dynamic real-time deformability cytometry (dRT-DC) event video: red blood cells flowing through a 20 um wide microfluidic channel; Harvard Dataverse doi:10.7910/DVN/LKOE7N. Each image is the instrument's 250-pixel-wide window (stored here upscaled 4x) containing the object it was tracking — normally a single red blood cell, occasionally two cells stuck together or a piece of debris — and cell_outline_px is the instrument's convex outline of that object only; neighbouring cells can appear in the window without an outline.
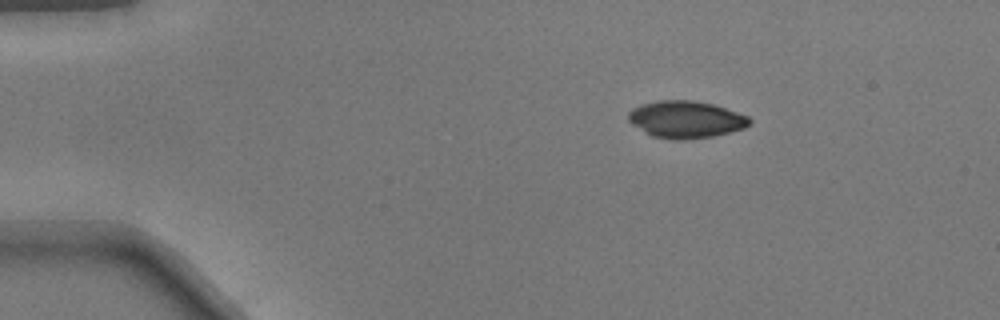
{"species": "common noctule bat (a hibernating species)", "species_latin": "Nyctalus noctula", "temperature_condition": "warm", "stored_images_in_passage": 43, "camera_frame_rate_fps": 3000, "um_per_image_px": 0.085, "animal": {"sex": "male", "body_mass_g": 17.9}, "frame": {"image": 1, "passage_image": 1, "time_ms": 0.0, "image_size_px": [1000, 320], "cell_outline_px": [[752, 120], [744, 128], [712, 136], [684, 140], [676, 140], [652, 136], [644, 132], [632, 124], [628, 120], [628, 112], [632, 108], [640, 104], [656, 100], [692, 100], [712, 104], [748, 116]], "centroid_in_image_um": [58.24, 10.15], "position_along_channel_um": 26.8, "area_um2": 26.13}}
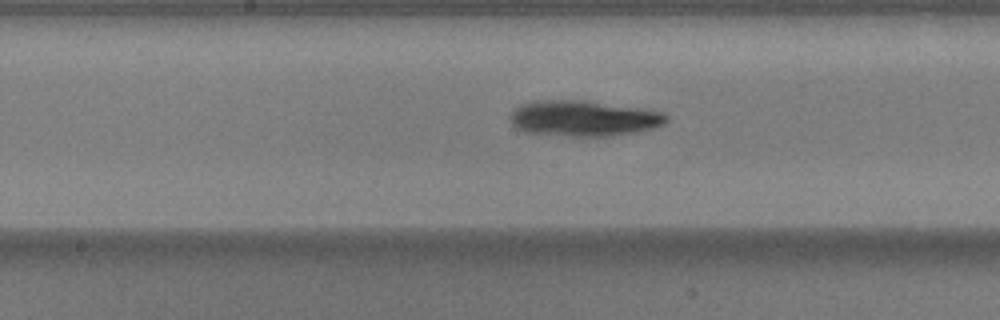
{"frame": {"image": 2, "passage_image": 19, "time_ms": 6.0, "image_size_px": [1000, 320], "cell_outline_px": [[668, 120], [664, 124], [652, 128], [612, 136], [572, 136], [524, 132], [516, 128], [508, 120], [508, 116], [512, 108], [520, 104], [536, 100], [584, 100], [644, 108], [664, 112], [668, 116]], "centroid_in_image_um": [49.55, 10.04], "position_along_channel_um": 198.6, "area_um2": 32.95}}
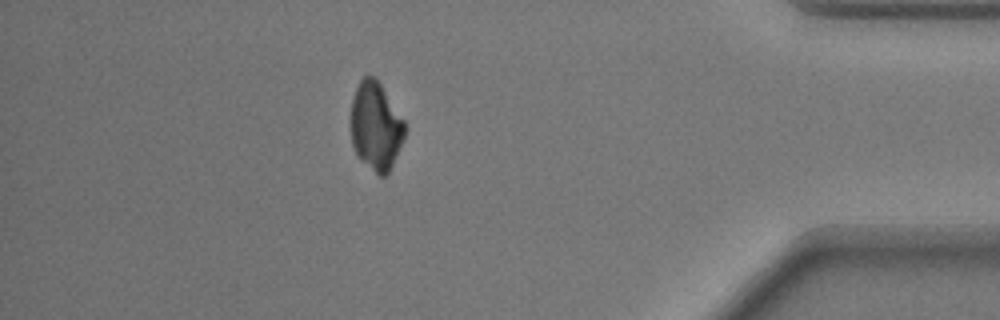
{"frame": {"image": 3, "passage_image": 37, "time_ms": 12.0, "image_size_px": [1000, 320], "cell_outline_px": [[404, 136], [392, 164], [388, 172], [384, 176], [380, 176], [360, 160], [352, 144], [352, 100], [356, 88], [360, 80], [364, 76], [372, 76], [380, 84], [404, 120]], "centroid_in_image_um": [31.93, 10.73], "position_along_channel_um": 403.3, "area_um2": 26.93}}